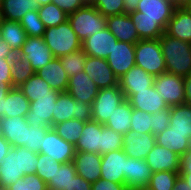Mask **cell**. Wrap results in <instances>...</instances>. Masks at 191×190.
Wrapping results in <instances>:
<instances>
[{
	"mask_svg": "<svg viewBox=\"0 0 191 190\" xmlns=\"http://www.w3.org/2000/svg\"><path fill=\"white\" fill-rule=\"evenodd\" d=\"M172 190H191L186 181L179 175Z\"/></svg>",
	"mask_w": 191,
	"mask_h": 190,
	"instance_id": "61",
	"label": "cell"
},
{
	"mask_svg": "<svg viewBox=\"0 0 191 190\" xmlns=\"http://www.w3.org/2000/svg\"><path fill=\"white\" fill-rule=\"evenodd\" d=\"M180 176H191V149L181 156Z\"/></svg>",
	"mask_w": 191,
	"mask_h": 190,
	"instance_id": "54",
	"label": "cell"
},
{
	"mask_svg": "<svg viewBox=\"0 0 191 190\" xmlns=\"http://www.w3.org/2000/svg\"><path fill=\"white\" fill-rule=\"evenodd\" d=\"M155 76L147 73L142 68L134 65L118 80V85L122 90L125 99L137 91L146 90L154 85Z\"/></svg>",
	"mask_w": 191,
	"mask_h": 190,
	"instance_id": "17",
	"label": "cell"
},
{
	"mask_svg": "<svg viewBox=\"0 0 191 190\" xmlns=\"http://www.w3.org/2000/svg\"><path fill=\"white\" fill-rule=\"evenodd\" d=\"M87 3H91L92 0H85Z\"/></svg>",
	"mask_w": 191,
	"mask_h": 190,
	"instance_id": "66",
	"label": "cell"
},
{
	"mask_svg": "<svg viewBox=\"0 0 191 190\" xmlns=\"http://www.w3.org/2000/svg\"><path fill=\"white\" fill-rule=\"evenodd\" d=\"M98 91L97 85L84 71L69 78L66 90L75 100L91 105Z\"/></svg>",
	"mask_w": 191,
	"mask_h": 190,
	"instance_id": "23",
	"label": "cell"
},
{
	"mask_svg": "<svg viewBox=\"0 0 191 190\" xmlns=\"http://www.w3.org/2000/svg\"><path fill=\"white\" fill-rule=\"evenodd\" d=\"M68 190H92V183L87 182L79 175L72 180Z\"/></svg>",
	"mask_w": 191,
	"mask_h": 190,
	"instance_id": "55",
	"label": "cell"
},
{
	"mask_svg": "<svg viewBox=\"0 0 191 190\" xmlns=\"http://www.w3.org/2000/svg\"><path fill=\"white\" fill-rule=\"evenodd\" d=\"M153 115L133 108L131 115V132L142 135L152 133Z\"/></svg>",
	"mask_w": 191,
	"mask_h": 190,
	"instance_id": "44",
	"label": "cell"
},
{
	"mask_svg": "<svg viewBox=\"0 0 191 190\" xmlns=\"http://www.w3.org/2000/svg\"><path fill=\"white\" fill-rule=\"evenodd\" d=\"M169 127L184 134L191 142V105L184 103L170 107Z\"/></svg>",
	"mask_w": 191,
	"mask_h": 190,
	"instance_id": "33",
	"label": "cell"
},
{
	"mask_svg": "<svg viewBox=\"0 0 191 190\" xmlns=\"http://www.w3.org/2000/svg\"><path fill=\"white\" fill-rule=\"evenodd\" d=\"M19 54L24 60L30 62L35 72L54 58L51 50L44 42L43 37L27 36Z\"/></svg>",
	"mask_w": 191,
	"mask_h": 190,
	"instance_id": "12",
	"label": "cell"
},
{
	"mask_svg": "<svg viewBox=\"0 0 191 190\" xmlns=\"http://www.w3.org/2000/svg\"><path fill=\"white\" fill-rule=\"evenodd\" d=\"M179 5H181L186 0H175Z\"/></svg>",
	"mask_w": 191,
	"mask_h": 190,
	"instance_id": "65",
	"label": "cell"
},
{
	"mask_svg": "<svg viewBox=\"0 0 191 190\" xmlns=\"http://www.w3.org/2000/svg\"><path fill=\"white\" fill-rule=\"evenodd\" d=\"M106 27L118 41L135 44L140 40L139 34L129 14L124 13L107 17Z\"/></svg>",
	"mask_w": 191,
	"mask_h": 190,
	"instance_id": "25",
	"label": "cell"
},
{
	"mask_svg": "<svg viewBox=\"0 0 191 190\" xmlns=\"http://www.w3.org/2000/svg\"><path fill=\"white\" fill-rule=\"evenodd\" d=\"M106 61L115 76L120 79L135 65V44L117 41Z\"/></svg>",
	"mask_w": 191,
	"mask_h": 190,
	"instance_id": "14",
	"label": "cell"
},
{
	"mask_svg": "<svg viewBox=\"0 0 191 190\" xmlns=\"http://www.w3.org/2000/svg\"><path fill=\"white\" fill-rule=\"evenodd\" d=\"M0 82H6L12 88L11 59L0 58Z\"/></svg>",
	"mask_w": 191,
	"mask_h": 190,
	"instance_id": "53",
	"label": "cell"
},
{
	"mask_svg": "<svg viewBox=\"0 0 191 190\" xmlns=\"http://www.w3.org/2000/svg\"><path fill=\"white\" fill-rule=\"evenodd\" d=\"M92 190H129L125 184L99 179L92 183Z\"/></svg>",
	"mask_w": 191,
	"mask_h": 190,
	"instance_id": "52",
	"label": "cell"
},
{
	"mask_svg": "<svg viewBox=\"0 0 191 190\" xmlns=\"http://www.w3.org/2000/svg\"><path fill=\"white\" fill-rule=\"evenodd\" d=\"M125 100L119 85L99 89L91 105L92 120L105 124L117 106Z\"/></svg>",
	"mask_w": 191,
	"mask_h": 190,
	"instance_id": "7",
	"label": "cell"
},
{
	"mask_svg": "<svg viewBox=\"0 0 191 190\" xmlns=\"http://www.w3.org/2000/svg\"><path fill=\"white\" fill-rule=\"evenodd\" d=\"M43 39L54 58H60L81 49L82 42L68 20L58 26L45 28Z\"/></svg>",
	"mask_w": 191,
	"mask_h": 190,
	"instance_id": "3",
	"label": "cell"
},
{
	"mask_svg": "<svg viewBox=\"0 0 191 190\" xmlns=\"http://www.w3.org/2000/svg\"><path fill=\"white\" fill-rule=\"evenodd\" d=\"M178 5L175 0H140L133 13L138 18L156 19L166 29Z\"/></svg>",
	"mask_w": 191,
	"mask_h": 190,
	"instance_id": "9",
	"label": "cell"
},
{
	"mask_svg": "<svg viewBox=\"0 0 191 190\" xmlns=\"http://www.w3.org/2000/svg\"><path fill=\"white\" fill-rule=\"evenodd\" d=\"M39 153L51 156L58 163H68L74 159L75 146L62 139L51 127L43 137Z\"/></svg>",
	"mask_w": 191,
	"mask_h": 190,
	"instance_id": "10",
	"label": "cell"
},
{
	"mask_svg": "<svg viewBox=\"0 0 191 190\" xmlns=\"http://www.w3.org/2000/svg\"><path fill=\"white\" fill-rule=\"evenodd\" d=\"M127 100L132 108L150 114L169 108L163 97L159 96L154 85L146 90L137 91V93L130 95Z\"/></svg>",
	"mask_w": 191,
	"mask_h": 190,
	"instance_id": "24",
	"label": "cell"
},
{
	"mask_svg": "<svg viewBox=\"0 0 191 190\" xmlns=\"http://www.w3.org/2000/svg\"><path fill=\"white\" fill-rule=\"evenodd\" d=\"M152 176V170L145 159L127 158L125 185L129 190H145Z\"/></svg>",
	"mask_w": 191,
	"mask_h": 190,
	"instance_id": "20",
	"label": "cell"
},
{
	"mask_svg": "<svg viewBox=\"0 0 191 190\" xmlns=\"http://www.w3.org/2000/svg\"><path fill=\"white\" fill-rule=\"evenodd\" d=\"M29 124L26 117H3L0 119V134L13 147H22L27 143Z\"/></svg>",
	"mask_w": 191,
	"mask_h": 190,
	"instance_id": "19",
	"label": "cell"
},
{
	"mask_svg": "<svg viewBox=\"0 0 191 190\" xmlns=\"http://www.w3.org/2000/svg\"><path fill=\"white\" fill-rule=\"evenodd\" d=\"M51 127L44 126H30L27 129V143L24 147L27 149L39 153L41 144L43 142V137Z\"/></svg>",
	"mask_w": 191,
	"mask_h": 190,
	"instance_id": "49",
	"label": "cell"
},
{
	"mask_svg": "<svg viewBox=\"0 0 191 190\" xmlns=\"http://www.w3.org/2000/svg\"><path fill=\"white\" fill-rule=\"evenodd\" d=\"M71 119L90 121L92 119L91 104L75 100L68 92H60L53 110L52 127Z\"/></svg>",
	"mask_w": 191,
	"mask_h": 190,
	"instance_id": "6",
	"label": "cell"
},
{
	"mask_svg": "<svg viewBox=\"0 0 191 190\" xmlns=\"http://www.w3.org/2000/svg\"><path fill=\"white\" fill-rule=\"evenodd\" d=\"M185 104L191 105V73L184 78Z\"/></svg>",
	"mask_w": 191,
	"mask_h": 190,
	"instance_id": "58",
	"label": "cell"
},
{
	"mask_svg": "<svg viewBox=\"0 0 191 190\" xmlns=\"http://www.w3.org/2000/svg\"><path fill=\"white\" fill-rule=\"evenodd\" d=\"M61 164L51 159L49 155L38 153L36 175L47 184L53 179L56 170L60 168Z\"/></svg>",
	"mask_w": 191,
	"mask_h": 190,
	"instance_id": "46",
	"label": "cell"
},
{
	"mask_svg": "<svg viewBox=\"0 0 191 190\" xmlns=\"http://www.w3.org/2000/svg\"><path fill=\"white\" fill-rule=\"evenodd\" d=\"M34 73L30 62L24 60L19 53L11 58L12 88L21 86Z\"/></svg>",
	"mask_w": 191,
	"mask_h": 190,
	"instance_id": "38",
	"label": "cell"
},
{
	"mask_svg": "<svg viewBox=\"0 0 191 190\" xmlns=\"http://www.w3.org/2000/svg\"><path fill=\"white\" fill-rule=\"evenodd\" d=\"M102 141L100 147V154H106L113 150L123 148V135L117 133L115 130L105 126L101 129Z\"/></svg>",
	"mask_w": 191,
	"mask_h": 190,
	"instance_id": "45",
	"label": "cell"
},
{
	"mask_svg": "<svg viewBox=\"0 0 191 190\" xmlns=\"http://www.w3.org/2000/svg\"><path fill=\"white\" fill-rule=\"evenodd\" d=\"M156 144L163 146L180 157L191 149V142L186 136L169 126L161 133L155 135Z\"/></svg>",
	"mask_w": 191,
	"mask_h": 190,
	"instance_id": "30",
	"label": "cell"
},
{
	"mask_svg": "<svg viewBox=\"0 0 191 190\" xmlns=\"http://www.w3.org/2000/svg\"><path fill=\"white\" fill-rule=\"evenodd\" d=\"M129 16L135 25L140 40L159 39L165 32V29L156 19L138 18L133 12L129 13Z\"/></svg>",
	"mask_w": 191,
	"mask_h": 190,
	"instance_id": "36",
	"label": "cell"
},
{
	"mask_svg": "<svg viewBox=\"0 0 191 190\" xmlns=\"http://www.w3.org/2000/svg\"><path fill=\"white\" fill-rule=\"evenodd\" d=\"M139 1L140 0H123L124 7H125V13L129 14L131 12L136 11Z\"/></svg>",
	"mask_w": 191,
	"mask_h": 190,
	"instance_id": "60",
	"label": "cell"
},
{
	"mask_svg": "<svg viewBox=\"0 0 191 190\" xmlns=\"http://www.w3.org/2000/svg\"><path fill=\"white\" fill-rule=\"evenodd\" d=\"M165 33L191 43V14L182 5H178L169 20Z\"/></svg>",
	"mask_w": 191,
	"mask_h": 190,
	"instance_id": "26",
	"label": "cell"
},
{
	"mask_svg": "<svg viewBox=\"0 0 191 190\" xmlns=\"http://www.w3.org/2000/svg\"><path fill=\"white\" fill-rule=\"evenodd\" d=\"M123 151L128 157L145 159L156 144L153 133L137 135L131 131L123 135Z\"/></svg>",
	"mask_w": 191,
	"mask_h": 190,
	"instance_id": "22",
	"label": "cell"
},
{
	"mask_svg": "<svg viewBox=\"0 0 191 190\" xmlns=\"http://www.w3.org/2000/svg\"><path fill=\"white\" fill-rule=\"evenodd\" d=\"M117 41V38L105 27L98 33L87 37L81 43V49L88 56L106 59Z\"/></svg>",
	"mask_w": 191,
	"mask_h": 190,
	"instance_id": "16",
	"label": "cell"
},
{
	"mask_svg": "<svg viewBox=\"0 0 191 190\" xmlns=\"http://www.w3.org/2000/svg\"><path fill=\"white\" fill-rule=\"evenodd\" d=\"M8 190H48L47 184L36 174L24 175Z\"/></svg>",
	"mask_w": 191,
	"mask_h": 190,
	"instance_id": "48",
	"label": "cell"
},
{
	"mask_svg": "<svg viewBox=\"0 0 191 190\" xmlns=\"http://www.w3.org/2000/svg\"><path fill=\"white\" fill-rule=\"evenodd\" d=\"M135 65L153 76L166 73L159 39H143L135 43Z\"/></svg>",
	"mask_w": 191,
	"mask_h": 190,
	"instance_id": "4",
	"label": "cell"
},
{
	"mask_svg": "<svg viewBox=\"0 0 191 190\" xmlns=\"http://www.w3.org/2000/svg\"><path fill=\"white\" fill-rule=\"evenodd\" d=\"M84 72L89 75L99 89L118 85L119 79L115 76L106 59L87 55Z\"/></svg>",
	"mask_w": 191,
	"mask_h": 190,
	"instance_id": "15",
	"label": "cell"
},
{
	"mask_svg": "<svg viewBox=\"0 0 191 190\" xmlns=\"http://www.w3.org/2000/svg\"><path fill=\"white\" fill-rule=\"evenodd\" d=\"M128 156L123 149L113 150L102 154L101 179L110 182L125 184V171Z\"/></svg>",
	"mask_w": 191,
	"mask_h": 190,
	"instance_id": "11",
	"label": "cell"
},
{
	"mask_svg": "<svg viewBox=\"0 0 191 190\" xmlns=\"http://www.w3.org/2000/svg\"><path fill=\"white\" fill-rule=\"evenodd\" d=\"M180 160L181 157L175 152L158 144H155L145 158L152 173L159 171L180 172Z\"/></svg>",
	"mask_w": 191,
	"mask_h": 190,
	"instance_id": "18",
	"label": "cell"
},
{
	"mask_svg": "<svg viewBox=\"0 0 191 190\" xmlns=\"http://www.w3.org/2000/svg\"><path fill=\"white\" fill-rule=\"evenodd\" d=\"M0 38L9 44L13 52L19 53L27 39V34L20 22L0 18Z\"/></svg>",
	"mask_w": 191,
	"mask_h": 190,
	"instance_id": "29",
	"label": "cell"
},
{
	"mask_svg": "<svg viewBox=\"0 0 191 190\" xmlns=\"http://www.w3.org/2000/svg\"><path fill=\"white\" fill-rule=\"evenodd\" d=\"M30 101L19 87L11 88L4 97V117H27Z\"/></svg>",
	"mask_w": 191,
	"mask_h": 190,
	"instance_id": "31",
	"label": "cell"
},
{
	"mask_svg": "<svg viewBox=\"0 0 191 190\" xmlns=\"http://www.w3.org/2000/svg\"><path fill=\"white\" fill-rule=\"evenodd\" d=\"M153 115L152 133L154 135L163 132L170 123V107L168 109L155 112Z\"/></svg>",
	"mask_w": 191,
	"mask_h": 190,
	"instance_id": "50",
	"label": "cell"
},
{
	"mask_svg": "<svg viewBox=\"0 0 191 190\" xmlns=\"http://www.w3.org/2000/svg\"><path fill=\"white\" fill-rule=\"evenodd\" d=\"M16 53L10 49L3 39L0 38V58L11 59Z\"/></svg>",
	"mask_w": 191,
	"mask_h": 190,
	"instance_id": "57",
	"label": "cell"
},
{
	"mask_svg": "<svg viewBox=\"0 0 191 190\" xmlns=\"http://www.w3.org/2000/svg\"><path fill=\"white\" fill-rule=\"evenodd\" d=\"M35 0H0V18L20 22L25 13L37 10Z\"/></svg>",
	"mask_w": 191,
	"mask_h": 190,
	"instance_id": "32",
	"label": "cell"
},
{
	"mask_svg": "<svg viewBox=\"0 0 191 190\" xmlns=\"http://www.w3.org/2000/svg\"><path fill=\"white\" fill-rule=\"evenodd\" d=\"M59 93H51V96L36 97L30 102L27 113V123L30 126L52 127L53 110Z\"/></svg>",
	"mask_w": 191,
	"mask_h": 190,
	"instance_id": "13",
	"label": "cell"
},
{
	"mask_svg": "<svg viewBox=\"0 0 191 190\" xmlns=\"http://www.w3.org/2000/svg\"><path fill=\"white\" fill-rule=\"evenodd\" d=\"M77 176L74 162L62 163L53 179L47 183L48 190H68L72 180Z\"/></svg>",
	"mask_w": 191,
	"mask_h": 190,
	"instance_id": "37",
	"label": "cell"
},
{
	"mask_svg": "<svg viewBox=\"0 0 191 190\" xmlns=\"http://www.w3.org/2000/svg\"><path fill=\"white\" fill-rule=\"evenodd\" d=\"M179 172L159 171L152 173L145 190H172Z\"/></svg>",
	"mask_w": 191,
	"mask_h": 190,
	"instance_id": "42",
	"label": "cell"
},
{
	"mask_svg": "<svg viewBox=\"0 0 191 190\" xmlns=\"http://www.w3.org/2000/svg\"><path fill=\"white\" fill-rule=\"evenodd\" d=\"M38 153L26 147L11 146L0 163V188H9L24 175L36 174Z\"/></svg>",
	"mask_w": 191,
	"mask_h": 190,
	"instance_id": "1",
	"label": "cell"
},
{
	"mask_svg": "<svg viewBox=\"0 0 191 190\" xmlns=\"http://www.w3.org/2000/svg\"><path fill=\"white\" fill-rule=\"evenodd\" d=\"M37 10L45 28L58 26L68 20V14L53 2L40 6Z\"/></svg>",
	"mask_w": 191,
	"mask_h": 190,
	"instance_id": "40",
	"label": "cell"
},
{
	"mask_svg": "<svg viewBox=\"0 0 191 190\" xmlns=\"http://www.w3.org/2000/svg\"><path fill=\"white\" fill-rule=\"evenodd\" d=\"M60 60L68 78H70L73 75L84 71V66L87 62V55L82 49H80L78 51L70 52L66 56L60 57Z\"/></svg>",
	"mask_w": 191,
	"mask_h": 190,
	"instance_id": "41",
	"label": "cell"
},
{
	"mask_svg": "<svg viewBox=\"0 0 191 190\" xmlns=\"http://www.w3.org/2000/svg\"><path fill=\"white\" fill-rule=\"evenodd\" d=\"M68 22L81 42L106 27V17L90 3L68 14Z\"/></svg>",
	"mask_w": 191,
	"mask_h": 190,
	"instance_id": "5",
	"label": "cell"
},
{
	"mask_svg": "<svg viewBox=\"0 0 191 190\" xmlns=\"http://www.w3.org/2000/svg\"><path fill=\"white\" fill-rule=\"evenodd\" d=\"M53 3L67 14L73 13L88 4L85 0H53Z\"/></svg>",
	"mask_w": 191,
	"mask_h": 190,
	"instance_id": "51",
	"label": "cell"
},
{
	"mask_svg": "<svg viewBox=\"0 0 191 190\" xmlns=\"http://www.w3.org/2000/svg\"><path fill=\"white\" fill-rule=\"evenodd\" d=\"M11 87L6 82H0V119L4 117V97Z\"/></svg>",
	"mask_w": 191,
	"mask_h": 190,
	"instance_id": "56",
	"label": "cell"
},
{
	"mask_svg": "<svg viewBox=\"0 0 191 190\" xmlns=\"http://www.w3.org/2000/svg\"><path fill=\"white\" fill-rule=\"evenodd\" d=\"M181 5L191 14V0H186Z\"/></svg>",
	"mask_w": 191,
	"mask_h": 190,
	"instance_id": "62",
	"label": "cell"
},
{
	"mask_svg": "<svg viewBox=\"0 0 191 190\" xmlns=\"http://www.w3.org/2000/svg\"><path fill=\"white\" fill-rule=\"evenodd\" d=\"M184 181L188 184V186L191 188V176H181Z\"/></svg>",
	"mask_w": 191,
	"mask_h": 190,
	"instance_id": "64",
	"label": "cell"
},
{
	"mask_svg": "<svg viewBox=\"0 0 191 190\" xmlns=\"http://www.w3.org/2000/svg\"><path fill=\"white\" fill-rule=\"evenodd\" d=\"M132 110L129 101L125 99L117 106L104 125L124 135L131 130Z\"/></svg>",
	"mask_w": 191,
	"mask_h": 190,
	"instance_id": "34",
	"label": "cell"
},
{
	"mask_svg": "<svg viewBox=\"0 0 191 190\" xmlns=\"http://www.w3.org/2000/svg\"><path fill=\"white\" fill-rule=\"evenodd\" d=\"M166 72L185 78L191 73V43L176 39L165 32L159 38Z\"/></svg>",
	"mask_w": 191,
	"mask_h": 190,
	"instance_id": "2",
	"label": "cell"
},
{
	"mask_svg": "<svg viewBox=\"0 0 191 190\" xmlns=\"http://www.w3.org/2000/svg\"><path fill=\"white\" fill-rule=\"evenodd\" d=\"M90 4L106 18L125 13L123 0H92Z\"/></svg>",
	"mask_w": 191,
	"mask_h": 190,
	"instance_id": "47",
	"label": "cell"
},
{
	"mask_svg": "<svg viewBox=\"0 0 191 190\" xmlns=\"http://www.w3.org/2000/svg\"><path fill=\"white\" fill-rule=\"evenodd\" d=\"M50 87L58 92H66L68 87V75L62 67L60 58H53L44 67L36 71Z\"/></svg>",
	"mask_w": 191,
	"mask_h": 190,
	"instance_id": "27",
	"label": "cell"
},
{
	"mask_svg": "<svg viewBox=\"0 0 191 190\" xmlns=\"http://www.w3.org/2000/svg\"><path fill=\"white\" fill-rule=\"evenodd\" d=\"M19 88L30 102L36 100V97L51 96V93H60L53 90L36 72L19 86Z\"/></svg>",
	"mask_w": 191,
	"mask_h": 190,
	"instance_id": "35",
	"label": "cell"
},
{
	"mask_svg": "<svg viewBox=\"0 0 191 190\" xmlns=\"http://www.w3.org/2000/svg\"><path fill=\"white\" fill-rule=\"evenodd\" d=\"M38 7L46 5L48 3H52L53 0H35Z\"/></svg>",
	"mask_w": 191,
	"mask_h": 190,
	"instance_id": "63",
	"label": "cell"
},
{
	"mask_svg": "<svg viewBox=\"0 0 191 190\" xmlns=\"http://www.w3.org/2000/svg\"><path fill=\"white\" fill-rule=\"evenodd\" d=\"M84 125L85 122L82 120L71 119L57 123L53 128L62 139L75 146L81 136Z\"/></svg>",
	"mask_w": 191,
	"mask_h": 190,
	"instance_id": "39",
	"label": "cell"
},
{
	"mask_svg": "<svg viewBox=\"0 0 191 190\" xmlns=\"http://www.w3.org/2000/svg\"><path fill=\"white\" fill-rule=\"evenodd\" d=\"M103 124L95 120L85 122L81 136L75 145V151L100 154Z\"/></svg>",
	"mask_w": 191,
	"mask_h": 190,
	"instance_id": "28",
	"label": "cell"
},
{
	"mask_svg": "<svg viewBox=\"0 0 191 190\" xmlns=\"http://www.w3.org/2000/svg\"><path fill=\"white\" fill-rule=\"evenodd\" d=\"M11 145L9 142L0 134V163L2 159L8 154Z\"/></svg>",
	"mask_w": 191,
	"mask_h": 190,
	"instance_id": "59",
	"label": "cell"
},
{
	"mask_svg": "<svg viewBox=\"0 0 191 190\" xmlns=\"http://www.w3.org/2000/svg\"><path fill=\"white\" fill-rule=\"evenodd\" d=\"M154 87L168 107L185 103L184 78L166 72L155 76Z\"/></svg>",
	"mask_w": 191,
	"mask_h": 190,
	"instance_id": "8",
	"label": "cell"
},
{
	"mask_svg": "<svg viewBox=\"0 0 191 190\" xmlns=\"http://www.w3.org/2000/svg\"><path fill=\"white\" fill-rule=\"evenodd\" d=\"M20 24L25 30L27 36L30 37H43L45 26L40 20L38 10H31L23 16Z\"/></svg>",
	"mask_w": 191,
	"mask_h": 190,
	"instance_id": "43",
	"label": "cell"
},
{
	"mask_svg": "<svg viewBox=\"0 0 191 190\" xmlns=\"http://www.w3.org/2000/svg\"><path fill=\"white\" fill-rule=\"evenodd\" d=\"M102 154L75 151L73 159L77 175L89 183L101 178Z\"/></svg>",
	"mask_w": 191,
	"mask_h": 190,
	"instance_id": "21",
	"label": "cell"
}]
</instances>
